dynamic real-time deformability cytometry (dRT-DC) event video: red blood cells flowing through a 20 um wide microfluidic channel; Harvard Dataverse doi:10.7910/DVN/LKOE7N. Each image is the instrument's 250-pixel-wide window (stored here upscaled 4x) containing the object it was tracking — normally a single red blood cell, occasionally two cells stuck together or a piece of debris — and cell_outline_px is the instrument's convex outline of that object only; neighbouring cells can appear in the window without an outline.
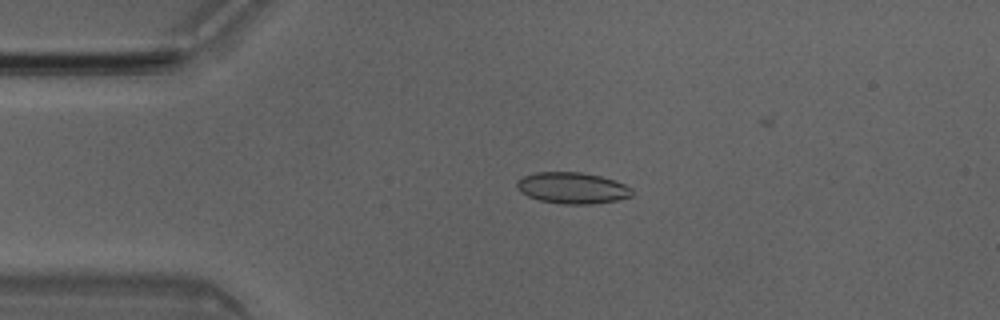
{"species": "Egyptian fruit bat (a non-hibernating species)", "species_latin": "Rousettus aegyptiacus", "temperature_condition": "room temperature", "stored_images_in_passage": 6, "camera_frame_rate_fps": 3000, "um_per_image_px": 0.085, "animal": {"sex": "male"}, "frame": {"image": 1, "passage_image": 3, "time_ms": 0.667, "image_size_px": [1000, 320], "cell_outline_px": [[632, 196], [616, 200], [592, 204], [564, 204], [540, 200], [528, 196], [520, 192], [516, 188], [516, 180], [524, 176], [536, 172], [580, 172], [600, 176], [624, 184], [632, 188]], "centroid_in_image_um": [48.61, 15.98], "position_along_channel_um": 36.4, "area_um2": 20.92}}